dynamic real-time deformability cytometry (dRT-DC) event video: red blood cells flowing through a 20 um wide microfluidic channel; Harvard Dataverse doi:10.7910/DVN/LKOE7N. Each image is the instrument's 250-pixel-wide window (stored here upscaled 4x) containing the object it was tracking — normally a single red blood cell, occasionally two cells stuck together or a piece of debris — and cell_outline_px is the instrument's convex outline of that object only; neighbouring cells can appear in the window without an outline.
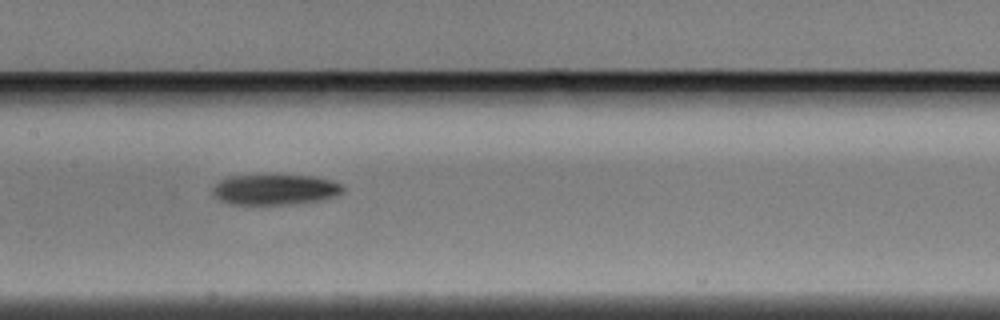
{"species": "Egyptian fruit bat (a non-hibernating species)", "species_latin": "Rousettus aegyptiacus", "temperature_condition": "warm", "stored_images_in_passage": 4, "camera_frame_rate_fps": 3000, "um_per_image_px": 0.085, "animal": {"sex": "male"}, "frame": {"image": 1, "passage_image": 4, "time_ms": 1.0, "image_size_px": [1000, 320], "cell_outline_px": [[344, 192], [336, 196], [320, 200], [292, 204], [228, 204], [220, 200], [212, 192], [212, 188], [220, 180], [228, 176], [316, 176], [332, 180], [340, 184], [344, 188]], "centroid_in_image_um": [23.39, 16.12], "position_along_channel_um": 184.0, "area_um2": 23.0}}